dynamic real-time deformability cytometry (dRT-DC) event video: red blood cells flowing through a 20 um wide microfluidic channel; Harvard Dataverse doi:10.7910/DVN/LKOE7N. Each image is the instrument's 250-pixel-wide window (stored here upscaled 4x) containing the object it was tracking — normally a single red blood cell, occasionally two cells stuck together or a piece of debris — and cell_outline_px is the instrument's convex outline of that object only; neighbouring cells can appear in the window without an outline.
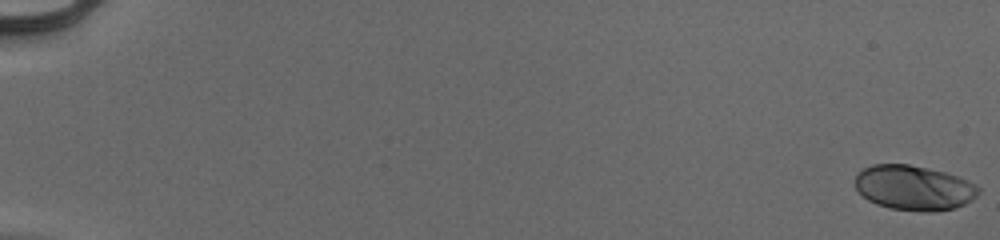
{"species": "human", "species_latin": "Homo sapiens", "temperature_condition": "cold", "stored_images_in_passage": 55, "camera_frame_rate_fps": 3000, "um_per_image_px": 0.085, "donor": {"sex": "male"}, "frame": {"image": 1, "passage_image": 1, "time_ms": 0.0, "image_size_px": [1000, 240], "cell_outline_px": [[980, 192], [972, 200], [956, 208], [932, 212], [920, 212], [892, 208], [876, 204], [868, 200], [856, 188], [856, 176], [864, 168], [872, 164], [908, 164], [928, 168], [944, 172], [968, 180], [976, 184], [980, 188]], "centroid_in_image_um": [77.72, 15.97], "position_along_channel_um": 7.3, "area_um2": 32.25}}
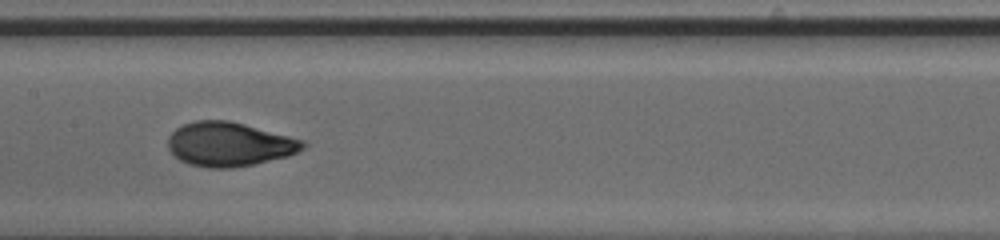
{"frame": {"image": 2, "passage_image": 31, "time_ms": 10.0, "image_size_px": [1000, 240], "cell_outline_px": [[308, 144], [304, 148], [288, 156], [252, 164], [232, 168], [208, 168], [188, 164], [180, 160], [168, 148], [168, 136], [176, 128], [184, 124], [196, 120], [228, 120], [244, 124], [304, 140]], "centroid_in_image_um": [19.48, 12.26], "position_along_channel_um": 187.9, "area_um2": 34.56}}
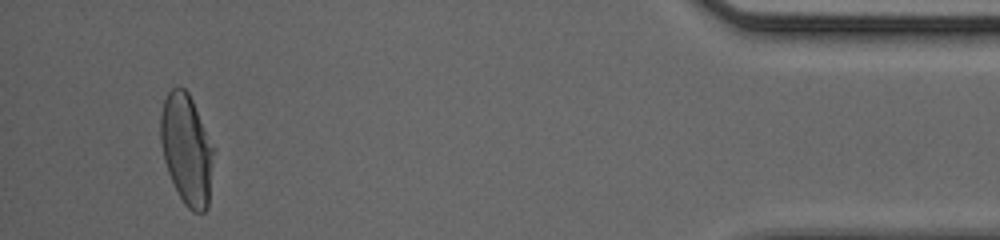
{"frame": {"image": 3, "passage_image": 53, "time_ms": 17.333, "image_size_px": [1000, 240], "cell_outline_px": [[216, 148], [208, 208], [204, 212], [192, 212], [184, 204], [168, 172], [164, 160], [160, 140], [160, 116], [164, 100], [168, 92], [176, 84], [180, 84], [188, 92]], "centroid_in_image_um": [15.9, 12.67], "position_along_channel_um": 419.3, "area_um2": 34.85}, "authors_computed_cell_mechanics": {"area_um2": 33.4662, "velocity_mm_per_s": 3.9689, "shape_relaxation_time_tau1_ms": 4.0958, "shape_relaxation_time_tau2_ms": null, "deformation_change_tau1": 0.2015, "deformation_change_tau2": null}}